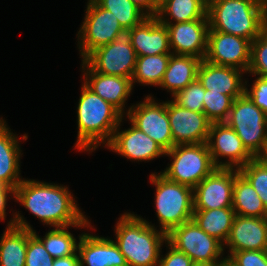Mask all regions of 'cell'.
I'll return each mask as SVG.
<instances>
[{
  "label": "cell",
  "mask_w": 267,
  "mask_h": 266,
  "mask_svg": "<svg viewBox=\"0 0 267 266\" xmlns=\"http://www.w3.org/2000/svg\"><path fill=\"white\" fill-rule=\"evenodd\" d=\"M14 195L42 222L54 227H82L89 224L65 187L23 180L15 188Z\"/></svg>",
  "instance_id": "6da1fadb"
},
{
  "label": "cell",
  "mask_w": 267,
  "mask_h": 266,
  "mask_svg": "<svg viewBox=\"0 0 267 266\" xmlns=\"http://www.w3.org/2000/svg\"><path fill=\"white\" fill-rule=\"evenodd\" d=\"M209 30L250 41L267 28V3L263 0H222L207 8Z\"/></svg>",
  "instance_id": "7a4b0ae2"
},
{
  "label": "cell",
  "mask_w": 267,
  "mask_h": 266,
  "mask_svg": "<svg viewBox=\"0 0 267 266\" xmlns=\"http://www.w3.org/2000/svg\"><path fill=\"white\" fill-rule=\"evenodd\" d=\"M77 112L79 130L76 146L81 150H93L106 138L108 144L122 120V114L115 107L85 84L82 87ZM93 144L94 147H90Z\"/></svg>",
  "instance_id": "3957f363"
},
{
  "label": "cell",
  "mask_w": 267,
  "mask_h": 266,
  "mask_svg": "<svg viewBox=\"0 0 267 266\" xmlns=\"http://www.w3.org/2000/svg\"><path fill=\"white\" fill-rule=\"evenodd\" d=\"M117 223L115 242L128 266H156L161 243L167 234L156 232L146 220L133 214L123 215Z\"/></svg>",
  "instance_id": "277c9868"
},
{
  "label": "cell",
  "mask_w": 267,
  "mask_h": 266,
  "mask_svg": "<svg viewBox=\"0 0 267 266\" xmlns=\"http://www.w3.org/2000/svg\"><path fill=\"white\" fill-rule=\"evenodd\" d=\"M151 181L157 189L155 206L161 231L168 235L175 227L192 220L193 188L171 181L162 174H151Z\"/></svg>",
  "instance_id": "5b68a950"
},
{
  "label": "cell",
  "mask_w": 267,
  "mask_h": 266,
  "mask_svg": "<svg viewBox=\"0 0 267 266\" xmlns=\"http://www.w3.org/2000/svg\"><path fill=\"white\" fill-rule=\"evenodd\" d=\"M225 122L237 133L254 158L263 155L267 149V116L247 94L233 100Z\"/></svg>",
  "instance_id": "8992f818"
},
{
  "label": "cell",
  "mask_w": 267,
  "mask_h": 266,
  "mask_svg": "<svg viewBox=\"0 0 267 266\" xmlns=\"http://www.w3.org/2000/svg\"><path fill=\"white\" fill-rule=\"evenodd\" d=\"M165 155L174 161L162 175L193 189L217 168L206 143L176 145Z\"/></svg>",
  "instance_id": "52a82bcc"
},
{
  "label": "cell",
  "mask_w": 267,
  "mask_h": 266,
  "mask_svg": "<svg viewBox=\"0 0 267 266\" xmlns=\"http://www.w3.org/2000/svg\"><path fill=\"white\" fill-rule=\"evenodd\" d=\"M79 32L83 34L80 42L83 60L92 51L126 34L112 12L100 7L94 0H89L85 20Z\"/></svg>",
  "instance_id": "ba28073f"
},
{
  "label": "cell",
  "mask_w": 267,
  "mask_h": 266,
  "mask_svg": "<svg viewBox=\"0 0 267 266\" xmlns=\"http://www.w3.org/2000/svg\"><path fill=\"white\" fill-rule=\"evenodd\" d=\"M84 61L98 73L132 78L137 54L127 33L92 51Z\"/></svg>",
  "instance_id": "9c48e42d"
},
{
  "label": "cell",
  "mask_w": 267,
  "mask_h": 266,
  "mask_svg": "<svg viewBox=\"0 0 267 266\" xmlns=\"http://www.w3.org/2000/svg\"><path fill=\"white\" fill-rule=\"evenodd\" d=\"M167 242L186 254L193 262L217 261L224 246L218 239L203 231L193 220L175 227L167 235Z\"/></svg>",
  "instance_id": "30bf717a"
},
{
  "label": "cell",
  "mask_w": 267,
  "mask_h": 266,
  "mask_svg": "<svg viewBox=\"0 0 267 266\" xmlns=\"http://www.w3.org/2000/svg\"><path fill=\"white\" fill-rule=\"evenodd\" d=\"M252 41L240 36L209 30L204 60L217 65L248 71Z\"/></svg>",
  "instance_id": "8fae6325"
},
{
  "label": "cell",
  "mask_w": 267,
  "mask_h": 266,
  "mask_svg": "<svg viewBox=\"0 0 267 266\" xmlns=\"http://www.w3.org/2000/svg\"><path fill=\"white\" fill-rule=\"evenodd\" d=\"M132 107L127 115L132 124L150 136L165 152L174 147L166 103H155L151 97Z\"/></svg>",
  "instance_id": "7c38bea8"
},
{
  "label": "cell",
  "mask_w": 267,
  "mask_h": 266,
  "mask_svg": "<svg viewBox=\"0 0 267 266\" xmlns=\"http://www.w3.org/2000/svg\"><path fill=\"white\" fill-rule=\"evenodd\" d=\"M166 108L174 146L207 142L212 122L204 112L188 110L173 100L166 102Z\"/></svg>",
  "instance_id": "4fadbf2b"
},
{
  "label": "cell",
  "mask_w": 267,
  "mask_h": 266,
  "mask_svg": "<svg viewBox=\"0 0 267 266\" xmlns=\"http://www.w3.org/2000/svg\"><path fill=\"white\" fill-rule=\"evenodd\" d=\"M233 168H216L193 189L194 210L232 207Z\"/></svg>",
  "instance_id": "5bb4252c"
},
{
  "label": "cell",
  "mask_w": 267,
  "mask_h": 266,
  "mask_svg": "<svg viewBox=\"0 0 267 266\" xmlns=\"http://www.w3.org/2000/svg\"><path fill=\"white\" fill-rule=\"evenodd\" d=\"M214 138L216 140L213 142L212 139ZM206 144L217 168H233L235 164L238 165L236 169L239 170L254 159L237 133L226 122L211 123ZM219 156H227L231 162L218 164L217 157Z\"/></svg>",
  "instance_id": "9a60e30c"
},
{
  "label": "cell",
  "mask_w": 267,
  "mask_h": 266,
  "mask_svg": "<svg viewBox=\"0 0 267 266\" xmlns=\"http://www.w3.org/2000/svg\"><path fill=\"white\" fill-rule=\"evenodd\" d=\"M156 18L167 26L170 48L175 49L176 55H190L205 59L209 31L208 20H193L173 25L163 20V17Z\"/></svg>",
  "instance_id": "2e32d148"
},
{
  "label": "cell",
  "mask_w": 267,
  "mask_h": 266,
  "mask_svg": "<svg viewBox=\"0 0 267 266\" xmlns=\"http://www.w3.org/2000/svg\"><path fill=\"white\" fill-rule=\"evenodd\" d=\"M126 33L137 57L171 54L167 26L156 17L145 18Z\"/></svg>",
  "instance_id": "e0dca14e"
},
{
  "label": "cell",
  "mask_w": 267,
  "mask_h": 266,
  "mask_svg": "<svg viewBox=\"0 0 267 266\" xmlns=\"http://www.w3.org/2000/svg\"><path fill=\"white\" fill-rule=\"evenodd\" d=\"M225 244L230 246V255L242 250H267V217L235 215Z\"/></svg>",
  "instance_id": "ac0fdd59"
},
{
  "label": "cell",
  "mask_w": 267,
  "mask_h": 266,
  "mask_svg": "<svg viewBox=\"0 0 267 266\" xmlns=\"http://www.w3.org/2000/svg\"><path fill=\"white\" fill-rule=\"evenodd\" d=\"M238 68L213 64L202 60L198 69V81L205 90L230 96L233 100L245 93Z\"/></svg>",
  "instance_id": "d6986e66"
},
{
  "label": "cell",
  "mask_w": 267,
  "mask_h": 266,
  "mask_svg": "<svg viewBox=\"0 0 267 266\" xmlns=\"http://www.w3.org/2000/svg\"><path fill=\"white\" fill-rule=\"evenodd\" d=\"M116 132L117 129L107 146L128 159L153 160L165 154V151L150 136L133 124L128 130Z\"/></svg>",
  "instance_id": "ffe728a7"
},
{
  "label": "cell",
  "mask_w": 267,
  "mask_h": 266,
  "mask_svg": "<svg viewBox=\"0 0 267 266\" xmlns=\"http://www.w3.org/2000/svg\"><path fill=\"white\" fill-rule=\"evenodd\" d=\"M77 246L80 266H128L116 243L102 237L83 234Z\"/></svg>",
  "instance_id": "44dd1931"
},
{
  "label": "cell",
  "mask_w": 267,
  "mask_h": 266,
  "mask_svg": "<svg viewBox=\"0 0 267 266\" xmlns=\"http://www.w3.org/2000/svg\"><path fill=\"white\" fill-rule=\"evenodd\" d=\"M84 64L88 66V75L91 76L90 82L86 78L84 84L122 114L124 102L133 88L131 79L98 73L83 60Z\"/></svg>",
  "instance_id": "7402d4cb"
},
{
  "label": "cell",
  "mask_w": 267,
  "mask_h": 266,
  "mask_svg": "<svg viewBox=\"0 0 267 266\" xmlns=\"http://www.w3.org/2000/svg\"><path fill=\"white\" fill-rule=\"evenodd\" d=\"M27 229L31 227L16 214L0 240V266H25Z\"/></svg>",
  "instance_id": "603a6c76"
},
{
  "label": "cell",
  "mask_w": 267,
  "mask_h": 266,
  "mask_svg": "<svg viewBox=\"0 0 267 266\" xmlns=\"http://www.w3.org/2000/svg\"><path fill=\"white\" fill-rule=\"evenodd\" d=\"M202 59L190 55L171 54L160 86L171 90L173 96L197 80Z\"/></svg>",
  "instance_id": "cb8c5ba5"
},
{
  "label": "cell",
  "mask_w": 267,
  "mask_h": 266,
  "mask_svg": "<svg viewBox=\"0 0 267 266\" xmlns=\"http://www.w3.org/2000/svg\"><path fill=\"white\" fill-rule=\"evenodd\" d=\"M237 170V171H236ZM234 173L232 208L235 215L243 217H267V210L251 183L239 172Z\"/></svg>",
  "instance_id": "d4e9b609"
},
{
  "label": "cell",
  "mask_w": 267,
  "mask_h": 266,
  "mask_svg": "<svg viewBox=\"0 0 267 266\" xmlns=\"http://www.w3.org/2000/svg\"><path fill=\"white\" fill-rule=\"evenodd\" d=\"M14 136L6 125L0 129V182L15 189L23 180L18 178L20 150Z\"/></svg>",
  "instance_id": "484cf974"
},
{
  "label": "cell",
  "mask_w": 267,
  "mask_h": 266,
  "mask_svg": "<svg viewBox=\"0 0 267 266\" xmlns=\"http://www.w3.org/2000/svg\"><path fill=\"white\" fill-rule=\"evenodd\" d=\"M235 217L232 207L194 210L192 220L207 234L226 242ZM222 240V241H221Z\"/></svg>",
  "instance_id": "4316f807"
},
{
  "label": "cell",
  "mask_w": 267,
  "mask_h": 266,
  "mask_svg": "<svg viewBox=\"0 0 267 266\" xmlns=\"http://www.w3.org/2000/svg\"><path fill=\"white\" fill-rule=\"evenodd\" d=\"M163 13H168L176 23L208 20L202 0H162L156 17H162Z\"/></svg>",
  "instance_id": "83f0119b"
},
{
  "label": "cell",
  "mask_w": 267,
  "mask_h": 266,
  "mask_svg": "<svg viewBox=\"0 0 267 266\" xmlns=\"http://www.w3.org/2000/svg\"><path fill=\"white\" fill-rule=\"evenodd\" d=\"M171 54H160L137 57L134 73L131 81L134 79L139 83L160 85Z\"/></svg>",
  "instance_id": "f1b7e54d"
},
{
  "label": "cell",
  "mask_w": 267,
  "mask_h": 266,
  "mask_svg": "<svg viewBox=\"0 0 267 266\" xmlns=\"http://www.w3.org/2000/svg\"><path fill=\"white\" fill-rule=\"evenodd\" d=\"M100 7L112 12L119 24L127 32L134 26L139 25L145 18L146 13L141 10L131 0H94Z\"/></svg>",
  "instance_id": "f546056e"
},
{
  "label": "cell",
  "mask_w": 267,
  "mask_h": 266,
  "mask_svg": "<svg viewBox=\"0 0 267 266\" xmlns=\"http://www.w3.org/2000/svg\"><path fill=\"white\" fill-rule=\"evenodd\" d=\"M66 228L56 227L45 235L44 240L38 237L54 259L71 256L78 251L76 239Z\"/></svg>",
  "instance_id": "4dcf8cb0"
},
{
  "label": "cell",
  "mask_w": 267,
  "mask_h": 266,
  "mask_svg": "<svg viewBox=\"0 0 267 266\" xmlns=\"http://www.w3.org/2000/svg\"><path fill=\"white\" fill-rule=\"evenodd\" d=\"M239 172L251 183L267 210V164L261 158H254Z\"/></svg>",
  "instance_id": "1f68e13d"
},
{
  "label": "cell",
  "mask_w": 267,
  "mask_h": 266,
  "mask_svg": "<svg viewBox=\"0 0 267 266\" xmlns=\"http://www.w3.org/2000/svg\"><path fill=\"white\" fill-rule=\"evenodd\" d=\"M203 112L213 122H225L228 119L233 99L228 95L205 90Z\"/></svg>",
  "instance_id": "d6a6232c"
},
{
  "label": "cell",
  "mask_w": 267,
  "mask_h": 266,
  "mask_svg": "<svg viewBox=\"0 0 267 266\" xmlns=\"http://www.w3.org/2000/svg\"><path fill=\"white\" fill-rule=\"evenodd\" d=\"M54 258L48 253L42 241L33 230L27 229L25 266H52Z\"/></svg>",
  "instance_id": "836d02e7"
},
{
  "label": "cell",
  "mask_w": 267,
  "mask_h": 266,
  "mask_svg": "<svg viewBox=\"0 0 267 266\" xmlns=\"http://www.w3.org/2000/svg\"><path fill=\"white\" fill-rule=\"evenodd\" d=\"M205 89L202 84L197 80L190 83L186 88L177 92L174 95V102L181 107L195 112H203V98Z\"/></svg>",
  "instance_id": "e575fe53"
},
{
  "label": "cell",
  "mask_w": 267,
  "mask_h": 266,
  "mask_svg": "<svg viewBox=\"0 0 267 266\" xmlns=\"http://www.w3.org/2000/svg\"><path fill=\"white\" fill-rule=\"evenodd\" d=\"M248 71L267 77V28L251 43V61Z\"/></svg>",
  "instance_id": "d590c367"
},
{
  "label": "cell",
  "mask_w": 267,
  "mask_h": 266,
  "mask_svg": "<svg viewBox=\"0 0 267 266\" xmlns=\"http://www.w3.org/2000/svg\"><path fill=\"white\" fill-rule=\"evenodd\" d=\"M228 257L238 266H267V250H242Z\"/></svg>",
  "instance_id": "8d00e7d4"
},
{
  "label": "cell",
  "mask_w": 267,
  "mask_h": 266,
  "mask_svg": "<svg viewBox=\"0 0 267 266\" xmlns=\"http://www.w3.org/2000/svg\"><path fill=\"white\" fill-rule=\"evenodd\" d=\"M250 91L245 88V94L267 116V77H258Z\"/></svg>",
  "instance_id": "74e56055"
},
{
  "label": "cell",
  "mask_w": 267,
  "mask_h": 266,
  "mask_svg": "<svg viewBox=\"0 0 267 266\" xmlns=\"http://www.w3.org/2000/svg\"><path fill=\"white\" fill-rule=\"evenodd\" d=\"M168 246L171 248L169 253L165 256V258H160L159 266H192L193 261L183 252L178 251L175 247H173L169 242Z\"/></svg>",
  "instance_id": "f35d334b"
},
{
  "label": "cell",
  "mask_w": 267,
  "mask_h": 266,
  "mask_svg": "<svg viewBox=\"0 0 267 266\" xmlns=\"http://www.w3.org/2000/svg\"><path fill=\"white\" fill-rule=\"evenodd\" d=\"M141 11L146 9L147 17H156L162 0H131ZM144 8V9H143Z\"/></svg>",
  "instance_id": "ab89813d"
},
{
  "label": "cell",
  "mask_w": 267,
  "mask_h": 266,
  "mask_svg": "<svg viewBox=\"0 0 267 266\" xmlns=\"http://www.w3.org/2000/svg\"><path fill=\"white\" fill-rule=\"evenodd\" d=\"M8 192L13 193L15 192V189L13 187H10L8 185L2 184L0 186V219H5V206H6V200H7V194Z\"/></svg>",
  "instance_id": "60d3db41"
},
{
  "label": "cell",
  "mask_w": 267,
  "mask_h": 266,
  "mask_svg": "<svg viewBox=\"0 0 267 266\" xmlns=\"http://www.w3.org/2000/svg\"><path fill=\"white\" fill-rule=\"evenodd\" d=\"M52 266H80L79 256L74 253L71 256L54 259Z\"/></svg>",
  "instance_id": "b9f144b4"
},
{
  "label": "cell",
  "mask_w": 267,
  "mask_h": 266,
  "mask_svg": "<svg viewBox=\"0 0 267 266\" xmlns=\"http://www.w3.org/2000/svg\"><path fill=\"white\" fill-rule=\"evenodd\" d=\"M192 266H219L218 261L213 262H193Z\"/></svg>",
  "instance_id": "7bdbcfd3"
},
{
  "label": "cell",
  "mask_w": 267,
  "mask_h": 266,
  "mask_svg": "<svg viewBox=\"0 0 267 266\" xmlns=\"http://www.w3.org/2000/svg\"><path fill=\"white\" fill-rule=\"evenodd\" d=\"M219 266H238V265L228 257L225 258L223 261L219 262Z\"/></svg>",
  "instance_id": "ee69618b"
},
{
  "label": "cell",
  "mask_w": 267,
  "mask_h": 266,
  "mask_svg": "<svg viewBox=\"0 0 267 266\" xmlns=\"http://www.w3.org/2000/svg\"><path fill=\"white\" fill-rule=\"evenodd\" d=\"M206 8L222 0H202Z\"/></svg>",
  "instance_id": "f6af8a7d"
},
{
  "label": "cell",
  "mask_w": 267,
  "mask_h": 266,
  "mask_svg": "<svg viewBox=\"0 0 267 266\" xmlns=\"http://www.w3.org/2000/svg\"><path fill=\"white\" fill-rule=\"evenodd\" d=\"M260 158L267 164V149Z\"/></svg>",
  "instance_id": "bcb514c9"
},
{
  "label": "cell",
  "mask_w": 267,
  "mask_h": 266,
  "mask_svg": "<svg viewBox=\"0 0 267 266\" xmlns=\"http://www.w3.org/2000/svg\"><path fill=\"white\" fill-rule=\"evenodd\" d=\"M4 123V121L2 122V120H0V129L5 125Z\"/></svg>",
  "instance_id": "7dc6e473"
}]
</instances>
